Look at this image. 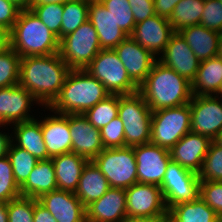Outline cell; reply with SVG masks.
Listing matches in <instances>:
<instances>
[{
    "mask_svg": "<svg viewBox=\"0 0 222 222\" xmlns=\"http://www.w3.org/2000/svg\"><path fill=\"white\" fill-rule=\"evenodd\" d=\"M118 117L124 126L125 146L150 143L152 111L139 91L119 95Z\"/></svg>",
    "mask_w": 222,
    "mask_h": 222,
    "instance_id": "cell-5",
    "label": "cell"
},
{
    "mask_svg": "<svg viewBox=\"0 0 222 222\" xmlns=\"http://www.w3.org/2000/svg\"><path fill=\"white\" fill-rule=\"evenodd\" d=\"M22 9L9 0H0V24L11 30Z\"/></svg>",
    "mask_w": 222,
    "mask_h": 222,
    "instance_id": "cell-44",
    "label": "cell"
},
{
    "mask_svg": "<svg viewBox=\"0 0 222 222\" xmlns=\"http://www.w3.org/2000/svg\"><path fill=\"white\" fill-rule=\"evenodd\" d=\"M57 189L54 164L51 159L38 161L26 182L20 187L22 197L38 199Z\"/></svg>",
    "mask_w": 222,
    "mask_h": 222,
    "instance_id": "cell-27",
    "label": "cell"
},
{
    "mask_svg": "<svg viewBox=\"0 0 222 222\" xmlns=\"http://www.w3.org/2000/svg\"><path fill=\"white\" fill-rule=\"evenodd\" d=\"M199 197L207 203L222 220V182L200 181Z\"/></svg>",
    "mask_w": 222,
    "mask_h": 222,
    "instance_id": "cell-41",
    "label": "cell"
},
{
    "mask_svg": "<svg viewBox=\"0 0 222 222\" xmlns=\"http://www.w3.org/2000/svg\"><path fill=\"white\" fill-rule=\"evenodd\" d=\"M137 164V182L161 186L167 165L171 161L169 150L152 143L133 146Z\"/></svg>",
    "mask_w": 222,
    "mask_h": 222,
    "instance_id": "cell-13",
    "label": "cell"
},
{
    "mask_svg": "<svg viewBox=\"0 0 222 222\" xmlns=\"http://www.w3.org/2000/svg\"><path fill=\"white\" fill-rule=\"evenodd\" d=\"M34 222H57L52 214L41 204L34 199Z\"/></svg>",
    "mask_w": 222,
    "mask_h": 222,
    "instance_id": "cell-47",
    "label": "cell"
},
{
    "mask_svg": "<svg viewBox=\"0 0 222 222\" xmlns=\"http://www.w3.org/2000/svg\"><path fill=\"white\" fill-rule=\"evenodd\" d=\"M104 148L125 147L124 126L117 116L100 130Z\"/></svg>",
    "mask_w": 222,
    "mask_h": 222,
    "instance_id": "cell-42",
    "label": "cell"
},
{
    "mask_svg": "<svg viewBox=\"0 0 222 222\" xmlns=\"http://www.w3.org/2000/svg\"><path fill=\"white\" fill-rule=\"evenodd\" d=\"M21 57L11 47L0 53V88L17 85Z\"/></svg>",
    "mask_w": 222,
    "mask_h": 222,
    "instance_id": "cell-37",
    "label": "cell"
},
{
    "mask_svg": "<svg viewBox=\"0 0 222 222\" xmlns=\"http://www.w3.org/2000/svg\"><path fill=\"white\" fill-rule=\"evenodd\" d=\"M109 186L127 189L137 183V164L133 147L104 148L93 160Z\"/></svg>",
    "mask_w": 222,
    "mask_h": 222,
    "instance_id": "cell-7",
    "label": "cell"
},
{
    "mask_svg": "<svg viewBox=\"0 0 222 222\" xmlns=\"http://www.w3.org/2000/svg\"><path fill=\"white\" fill-rule=\"evenodd\" d=\"M8 202H0V222H8Z\"/></svg>",
    "mask_w": 222,
    "mask_h": 222,
    "instance_id": "cell-50",
    "label": "cell"
},
{
    "mask_svg": "<svg viewBox=\"0 0 222 222\" xmlns=\"http://www.w3.org/2000/svg\"><path fill=\"white\" fill-rule=\"evenodd\" d=\"M100 50L97 31L88 20L59 41V55L71 69H86Z\"/></svg>",
    "mask_w": 222,
    "mask_h": 222,
    "instance_id": "cell-8",
    "label": "cell"
},
{
    "mask_svg": "<svg viewBox=\"0 0 222 222\" xmlns=\"http://www.w3.org/2000/svg\"><path fill=\"white\" fill-rule=\"evenodd\" d=\"M110 93L85 69H71L59 95L45 110L60 114H84Z\"/></svg>",
    "mask_w": 222,
    "mask_h": 222,
    "instance_id": "cell-3",
    "label": "cell"
},
{
    "mask_svg": "<svg viewBox=\"0 0 222 222\" xmlns=\"http://www.w3.org/2000/svg\"><path fill=\"white\" fill-rule=\"evenodd\" d=\"M67 1L70 0H31V6L40 5V4H65Z\"/></svg>",
    "mask_w": 222,
    "mask_h": 222,
    "instance_id": "cell-51",
    "label": "cell"
},
{
    "mask_svg": "<svg viewBox=\"0 0 222 222\" xmlns=\"http://www.w3.org/2000/svg\"><path fill=\"white\" fill-rule=\"evenodd\" d=\"M168 214L176 222H222L216 212L200 197L172 206Z\"/></svg>",
    "mask_w": 222,
    "mask_h": 222,
    "instance_id": "cell-30",
    "label": "cell"
},
{
    "mask_svg": "<svg viewBox=\"0 0 222 222\" xmlns=\"http://www.w3.org/2000/svg\"><path fill=\"white\" fill-rule=\"evenodd\" d=\"M21 196L11 163L7 156L0 159V202H9Z\"/></svg>",
    "mask_w": 222,
    "mask_h": 222,
    "instance_id": "cell-39",
    "label": "cell"
},
{
    "mask_svg": "<svg viewBox=\"0 0 222 222\" xmlns=\"http://www.w3.org/2000/svg\"><path fill=\"white\" fill-rule=\"evenodd\" d=\"M1 127L6 128V125L0 126V129ZM9 131L10 130L8 129L7 133L3 130L0 132V159L7 156V151L11 143V134L9 133Z\"/></svg>",
    "mask_w": 222,
    "mask_h": 222,
    "instance_id": "cell-48",
    "label": "cell"
},
{
    "mask_svg": "<svg viewBox=\"0 0 222 222\" xmlns=\"http://www.w3.org/2000/svg\"><path fill=\"white\" fill-rule=\"evenodd\" d=\"M200 181L222 182V146L212 140L198 173Z\"/></svg>",
    "mask_w": 222,
    "mask_h": 222,
    "instance_id": "cell-35",
    "label": "cell"
},
{
    "mask_svg": "<svg viewBox=\"0 0 222 222\" xmlns=\"http://www.w3.org/2000/svg\"><path fill=\"white\" fill-rule=\"evenodd\" d=\"M173 33L169 20L155 14L135 24L130 36L158 59Z\"/></svg>",
    "mask_w": 222,
    "mask_h": 222,
    "instance_id": "cell-16",
    "label": "cell"
},
{
    "mask_svg": "<svg viewBox=\"0 0 222 222\" xmlns=\"http://www.w3.org/2000/svg\"><path fill=\"white\" fill-rule=\"evenodd\" d=\"M189 132H191L189 103L152 112L150 143L170 150Z\"/></svg>",
    "mask_w": 222,
    "mask_h": 222,
    "instance_id": "cell-6",
    "label": "cell"
},
{
    "mask_svg": "<svg viewBox=\"0 0 222 222\" xmlns=\"http://www.w3.org/2000/svg\"><path fill=\"white\" fill-rule=\"evenodd\" d=\"M218 57L222 58V33L220 35V39H219V47H218Z\"/></svg>",
    "mask_w": 222,
    "mask_h": 222,
    "instance_id": "cell-55",
    "label": "cell"
},
{
    "mask_svg": "<svg viewBox=\"0 0 222 222\" xmlns=\"http://www.w3.org/2000/svg\"><path fill=\"white\" fill-rule=\"evenodd\" d=\"M118 106L119 94H110L88 109L83 115L95 128L101 130L118 116Z\"/></svg>",
    "mask_w": 222,
    "mask_h": 222,
    "instance_id": "cell-33",
    "label": "cell"
},
{
    "mask_svg": "<svg viewBox=\"0 0 222 222\" xmlns=\"http://www.w3.org/2000/svg\"><path fill=\"white\" fill-rule=\"evenodd\" d=\"M109 188L108 180L100 169L93 161H88L82 170L75 195L87 207L101 198Z\"/></svg>",
    "mask_w": 222,
    "mask_h": 222,
    "instance_id": "cell-28",
    "label": "cell"
},
{
    "mask_svg": "<svg viewBox=\"0 0 222 222\" xmlns=\"http://www.w3.org/2000/svg\"><path fill=\"white\" fill-rule=\"evenodd\" d=\"M85 70L99 80L110 94L139 91L114 49H101Z\"/></svg>",
    "mask_w": 222,
    "mask_h": 222,
    "instance_id": "cell-9",
    "label": "cell"
},
{
    "mask_svg": "<svg viewBox=\"0 0 222 222\" xmlns=\"http://www.w3.org/2000/svg\"><path fill=\"white\" fill-rule=\"evenodd\" d=\"M204 5L205 0H180L169 18L174 32H178L188 26L200 24Z\"/></svg>",
    "mask_w": 222,
    "mask_h": 222,
    "instance_id": "cell-31",
    "label": "cell"
},
{
    "mask_svg": "<svg viewBox=\"0 0 222 222\" xmlns=\"http://www.w3.org/2000/svg\"><path fill=\"white\" fill-rule=\"evenodd\" d=\"M11 48L10 30L0 24V53Z\"/></svg>",
    "mask_w": 222,
    "mask_h": 222,
    "instance_id": "cell-49",
    "label": "cell"
},
{
    "mask_svg": "<svg viewBox=\"0 0 222 222\" xmlns=\"http://www.w3.org/2000/svg\"><path fill=\"white\" fill-rule=\"evenodd\" d=\"M160 188L169 210L176 204L196 200L200 193V179L197 173L171 160Z\"/></svg>",
    "mask_w": 222,
    "mask_h": 222,
    "instance_id": "cell-10",
    "label": "cell"
},
{
    "mask_svg": "<svg viewBox=\"0 0 222 222\" xmlns=\"http://www.w3.org/2000/svg\"><path fill=\"white\" fill-rule=\"evenodd\" d=\"M33 103L39 104L33 95L19 84L0 88V121L2 125H7L6 129H8V126L15 123L34 119L35 116L30 114L31 106H34Z\"/></svg>",
    "mask_w": 222,
    "mask_h": 222,
    "instance_id": "cell-14",
    "label": "cell"
},
{
    "mask_svg": "<svg viewBox=\"0 0 222 222\" xmlns=\"http://www.w3.org/2000/svg\"><path fill=\"white\" fill-rule=\"evenodd\" d=\"M37 201L57 222H86V207L75 193L56 189L43 194Z\"/></svg>",
    "mask_w": 222,
    "mask_h": 222,
    "instance_id": "cell-19",
    "label": "cell"
},
{
    "mask_svg": "<svg viewBox=\"0 0 222 222\" xmlns=\"http://www.w3.org/2000/svg\"><path fill=\"white\" fill-rule=\"evenodd\" d=\"M191 109V132L214 140L222 131V101L217 95H193Z\"/></svg>",
    "mask_w": 222,
    "mask_h": 222,
    "instance_id": "cell-12",
    "label": "cell"
},
{
    "mask_svg": "<svg viewBox=\"0 0 222 222\" xmlns=\"http://www.w3.org/2000/svg\"><path fill=\"white\" fill-rule=\"evenodd\" d=\"M159 222H176L173 217H171L168 213L161 218H159Z\"/></svg>",
    "mask_w": 222,
    "mask_h": 222,
    "instance_id": "cell-54",
    "label": "cell"
},
{
    "mask_svg": "<svg viewBox=\"0 0 222 222\" xmlns=\"http://www.w3.org/2000/svg\"><path fill=\"white\" fill-rule=\"evenodd\" d=\"M71 68L59 53L21 57L19 82L39 102L48 107L59 95Z\"/></svg>",
    "mask_w": 222,
    "mask_h": 222,
    "instance_id": "cell-1",
    "label": "cell"
},
{
    "mask_svg": "<svg viewBox=\"0 0 222 222\" xmlns=\"http://www.w3.org/2000/svg\"><path fill=\"white\" fill-rule=\"evenodd\" d=\"M129 217L159 219L168 213L160 186L135 183L125 189Z\"/></svg>",
    "mask_w": 222,
    "mask_h": 222,
    "instance_id": "cell-11",
    "label": "cell"
},
{
    "mask_svg": "<svg viewBox=\"0 0 222 222\" xmlns=\"http://www.w3.org/2000/svg\"><path fill=\"white\" fill-rule=\"evenodd\" d=\"M15 3L22 10L29 9L31 6V0H9Z\"/></svg>",
    "mask_w": 222,
    "mask_h": 222,
    "instance_id": "cell-53",
    "label": "cell"
},
{
    "mask_svg": "<svg viewBox=\"0 0 222 222\" xmlns=\"http://www.w3.org/2000/svg\"><path fill=\"white\" fill-rule=\"evenodd\" d=\"M122 222H159V219H149V218H144V217L127 216Z\"/></svg>",
    "mask_w": 222,
    "mask_h": 222,
    "instance_id": "cell-52",
    "label": "cell"
},
{
    "mask_svg": "<svg viewBox=\"0 0 222 222\" xmlns=\"http://www.w3.org/2000/svg\"><path fill=\"white\" fill-rule=\"evenodd\" d=\"M11 47L20 57L59 53V39L30 10H21L10 30Z\"/></svg>",
    "mask_w": 222,
    "mask_h": 222,
    "instance_id": "cell-4",
    "label": "cell"
},
{
    "mask_svg": "<svg viewBox=\"0 0 222 222\" xmlns=\"http://www.w3.org/2000/svg\"><path fill=\"white\" fill-rule=\"evenodd\" d=\"M135 23H140L155 15L154 0H128Z\"/></svg>",
    "mask_w": 222,
    "mask_h": 222,
    "instance_id": "cell-45",
    "label": "cell"
},
{
    "mask_svg": "<svg viewBox=\"0 0 222 222\" xmlns=\"http://www.w3.org/2000/svg\"><path fill=\"white\" fill-rule=\"evenodd\" d=\"M72 152L92 161L103 149L100 130L83 114H69Z\"/></svg>",
    "mask_w": 222,
    "mask_h": 222,
    "instance_id": "cell-18",
    "label": "cell"
},
{
    "mask_svg": "<svg viewBox=\"0 0 222 222\" xmlns=\"http://www.w3.org/2000/svg\"><path fill=\"white\" fill-rule=\"evenodd\" d=\"M48 29L61 39V22L64 4H40L29 8Z\"/></svg>",
    "mask_w": 222,
    "mask_h": 222,
    "instance_id": "cell-38",
    "label": "cell"
},
{
    "mask_svg": "<svg viewBox=\"0 0 222 222\" xmlns=\"http://www.w3.org/2000/svg\"><path fill=\"white\" fill-rule=\"evenodd\" d=\"M8 222H34V198L18 197L8 202Z\"/></svg>",
    "mask_w": 222,
    "mask_h": 222,
    "instance_id": "cell-40",
    "label": "cell"
},
{
    "mask_svg": "<svg viewBox=\"0 0 222 222\" xmlns=\"http://www.w3.org/2000/svg\"><path fill=\"white\" fill-rule=\"evenodd\" d=\"M126 217V193L123 188L110 187L101 198L86 207L88 222H122Z\"/></svg>",
    "mask_w": 222,
    "mask_h": 222,
    "instance_id": "cell-22",
    "label": "cell"
},
{
    "mask_svg": "<svg viewBox=\"0 0 222 222\" xmlns=\"http://www.w3.org/2000/svg\"><path fill=\"white\" fill-rule=\"evenodd\" d=\"M88 21L97 31L101 49H114L128 36L100 1H90Z\"/></svg>",
    "mask_w": 222,
    "mask_h": 222,
    "instance_id": "cell-23",
    "label": "cell"
},
{
    "mask_svg": "<svg viewBox=\"0 0 222 222\" xmlns=\"http://www.w3.org/2000/svg\"><path fill=\"white\" fill-rule=\"evenodd\" d=\"M211 142L207 136L189 132L169 150L171 160L198 174Z\"/></svg>",
    "mask_w": 222,
    "mask_h": 222,
    "instance_id": "cell-20",
    "label": "cell"
},
{
    "mask_svg": "<svg viewBox=\"0 0 222 222\" xmlns=\"http://www.w3.org/2000/svg\"><path fill=\"white\" fill-rule=\"evenodd\" d=\"M11 141L18 147L27 150L38 161L51 159L48 155L43 134L41 119L37 118L13 124Z\"/></svg>",
    "mask_w": 222,
    "mask_h": 222,
    "instance_id": "cell-24",
    "label": "cell"
},
{
    "mask_svg": "<svg viewBox=\"0 0 222 222\" xmlns=\"http://www.w3.org/2000/svg\"><path fill=\"white\" fill-rule=\"evenodd\" d=\"M130 79L139 87L150 73L157 58L131 36L114 48Z\"/></svg>",
    "mask_w": 222,
    "mask_h": 222,
    "instance_id": "cell-17",
    "label": "cell"
},
{
    "mask_svg": "<svg viewBox=\"0 0 222 222\" xmlns=\"http://www.w3.org/2000/svg\"><path fill=\"white\" fill-rule=\"evenodd\" d=\"M200 25L222 33V3L219 0H205Z\"/></svg>",
    "mask_w": 222,
    "mask_h": 222,
    "instance_id": "cell-43",
    "label": "cell"
},
{
    "mask_svg": "<svg viewBox=\"0 0 222 222\" xmlns=\"http://www.w3.org/2000/svg\"><path fill=\"white\" fill-rule=\"evenodd\" d=\"M201 61L216 57L221 33L198 24L178 31Z\"/></svg>",
    "mask_w": 222,
    "mask_h": 222,
    "instance_id": "cell-25",
    "label": "cell"
},
{
    "mask_svg": "<svg viewBox=\"0 0 222 222\" xmlns=\"http://www.w3.org/2000/svg\"><path fill=\"white\" fill-rule=\"evenodd\" d=\"M218 95H222V82H221V87L219 89Z\"/></svg>",
    "mask_w": 222,
    "mask_h": 222,
    "instance_id": "cell-57",
    "label": "cell"
},
{
    "mask_svg": "<svg viewBox=\"0 0 222 222\" xmlns=\"http://www.w3.org/2000/svg\"><path fill=\"white\" fill-rule=\"evenodd\" d=\"M111 13L116 25L130 36L135 27L133 12L128 0H99Z\"/></svg>",
    "mask_w": 222,
    "mask_h": 222,
    "instance_id": "cell-36",
    "label": "cell"
},
{
    "mask_svg": "<svg viewBox=\"0 0 222 222\" xmlns=\"http://www.w3.org/2000/svg\"><path fill=\"white\" fill-rule=\"evenodd\" d=\"M7 157L11 163L15 181L21 187L26 182L38 160L27 150L16 146L12 141L7 151Z\"/></svg>",
    "mask_w": 222,
    "mask_h": 222,
    "instance_id": "cell-32",
    "label": "cell"
},
{
    "mask_svg": "<svg viewBox=\"0 0 222 222\" xmlns=\"http://www.w3.org/2000/svg\"><path fill=\"white\" fill-rule=\"evenodd\" d=\"M179 75L192 82L199 69L200 60L179 32H174L164 51L157 59Z\"/></svg>",
    "mask_w": 222,
    "mask_h": 222,
    "instance_id": "cell-15",
    "label": "cell"
},
{
    "mask_svg": "<svg viewBox=\"0 0 222 222\" xmlns=\"http://www.w3.org/2000/svg\"><path fill=\"white\" fill-rule=\"evenodd\" d=\"M51 112V115L41 116V131L50 158L72 152L69 114Z\"/></svg>",
    "mask_w": 222,
    "mask_h": 222,
    "instance_id": "cell-21",
    "label": "cell"
},
{
    "mask_svg": "<svg viewBox=\"0 0 222 222\" xmlns=\"http://www.w3.org/2000/svg\"><path fill=\"white\" fill-rule=\"evenodd\" d=\"M57 189L75 193L84 166L88 160L74 152L52 157Z\"/></svg>",
    "mask_w": 222,
    "mask_h": 222,
    "instance_id": "cell-26",
    "label": "cell"
},
{
    "mask_svg": "<svg viewBox=\"0 0 222 222\" xmlns=\"http://www.w3.org/2000/svg\"><path fill=\"white\" fill-rule=\"evenodd\" d=\"M214 141H215L218 145L222 146V131L217 135V137L214 139Z\"/></svg>",
    "mask_w": 222,
    "mask_h": 222,
    "instance_id": "cell-56",
    "label": "cell"
},
{
    "mask_svg": "<svg viewBox=\"0 0 222 222\" xmlns=\"http://www.w3.org/2000/svg\"><path fill=\"white\" fill-rule=\"evenodd\" d=\"M180 0H154V10L160 17L169 20L171 17L174 7Z\"/></svg>",
    "mask_w": 222,
    "mask_h": 222,
    "instance_id": "cell-46",
    "label": "cell"
},
{
    "mask_svg": "<svg viewBox=\"0 0 222 222\" xmlns=\"http://www.w3.org/2000/svg\"><path fill=\"white\" fill-rule=\"evenodd\" d=\"M88 0H70L64 4L61 38L74 32L80 25L88 20Z\"/></svg>",
    "mask_w": 222,
    "mask_h": 222,
    "instance_id": "cell-34",
    "label": "cell"
},
{
    "mask_svg": "<svg viewBox=\"0 0 222 222\" xmlns=\"http://www.w3.org/2000/svg\"><path fill=\"white\" fill-rule=\"evenodd\" d=\"M139 92L152 112L185 105L193 96L191 82L158 60L139 86Z\"/></svg>",
    "mask_w": 222,
    "mask_h": 222,
    "instance_id": "cell-2",
    "label": "cell"
},
{
    "mask_svg": "<svg viewBox=\"0 0 222 222\" xmlns=\"http://www.w3.org/2000/svg\"><path fill=\"white\" fill-rule=\"evenodd\" d=\"M222 82V58L216 56L200 62L196 77L191 82L193 95H218Z\"/></svg>",
    "mask_w": 222,
    "mask_h": 222,
    "instance_id": "cell-29",
    "label": "cell"
}]
</instances>
